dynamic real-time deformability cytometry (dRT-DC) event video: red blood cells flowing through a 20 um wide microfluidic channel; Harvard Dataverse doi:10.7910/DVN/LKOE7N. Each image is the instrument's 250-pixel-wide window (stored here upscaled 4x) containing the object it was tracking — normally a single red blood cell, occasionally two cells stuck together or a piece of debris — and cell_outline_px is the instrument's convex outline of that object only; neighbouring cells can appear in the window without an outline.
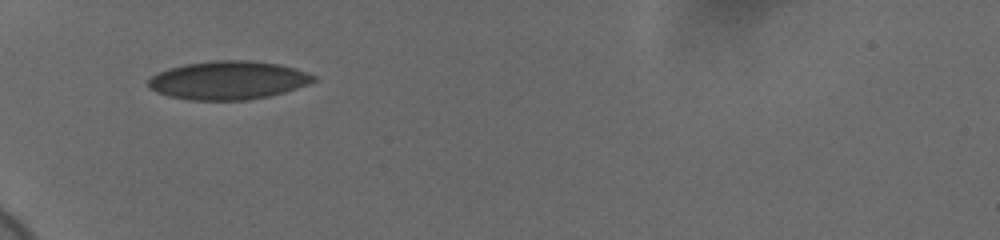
{"species": "human", "species_latin": "Homo sapiens", "temperature_condition": "cold", "stored_images_in_passage": 7, "camera_frame_rate_fps": 3000, "um_per_image_px": 0.085, "donor": {"sex": "female"}, "frame": {"image": 1, "passage_image": 1, "time_ms": 0.0, "image_size_px": [1000, 240], "cell_outline_px": [[316, 80], [308, 84], [284, 92], [268, 96], [248, 100], [192, 100], [168, 96], [156, 92], [148, 88], [148, 80], [152, 76], [168, 68], [184, 64], [212, 60], [248, 60], [280, 64], [296, 68], [308, 72], [316, 76]], "centroid_in_image_um": [19.4, 6.82], "position_along_channel_um": 65.6, "area_um2": 37.17}}
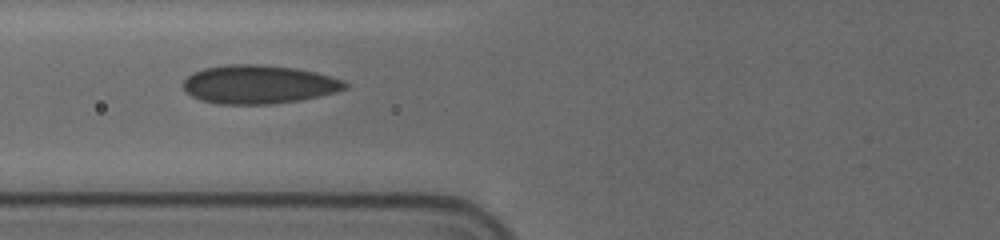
{"frame": {"image": 2, "passage_image": 5, "time_ms": 1.333, "image_size_px": [1000, 240], "cell_outline_px": [[348, 88], [300, 100], [272, 104], [220, 104], [200, 100], [192, 96], [184, 88], [184, 80], [192, 72], [204, 68], [228, 64], [264, 64], [296, 68], [316, 72], [344, 80], [348, 84]], "centroid_in_image_um": [21.98, 7.16], "position_along_channel_um": 103.8, "area_um2": 36.36}}